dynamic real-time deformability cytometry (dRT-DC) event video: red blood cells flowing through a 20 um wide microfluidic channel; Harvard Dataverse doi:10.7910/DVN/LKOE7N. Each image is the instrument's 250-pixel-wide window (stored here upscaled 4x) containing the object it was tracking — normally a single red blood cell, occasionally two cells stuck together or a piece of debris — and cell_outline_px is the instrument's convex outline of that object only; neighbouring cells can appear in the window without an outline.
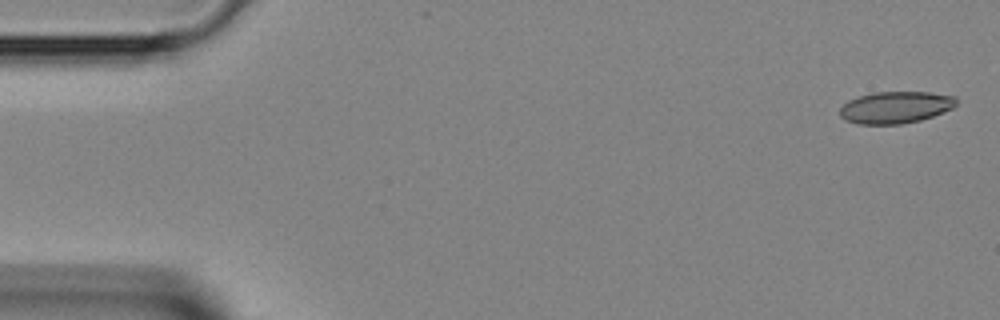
{"species": "Egyptian fruit bat (a non-hibernating species)", "species_latin": "Rousettus aegyptiacus", "temperature_condition": "room temperature", "stored_images_in_passage": 28, "camera_frame_rate_fps": 3000, "um_per_image_px": 0.085, "animal": {"sex": "female"}, "frame": {"image": 1, "passage_image": 1, "time_ms": 0.0, "image_size_px": [1000, 320], "cell_outline_px": [[956, 104], [952, 108], [944, 112], [920, 120], [900, 124], [856, 124], [844, 120], [840, 116], [840, 108], [848, 100], [872, 92], [928, 92], [956, 96]], "centroid_in_image_um": [76.1, 9.12], "position_along_channel_um": 8.9, "area_um2": 21.68}}
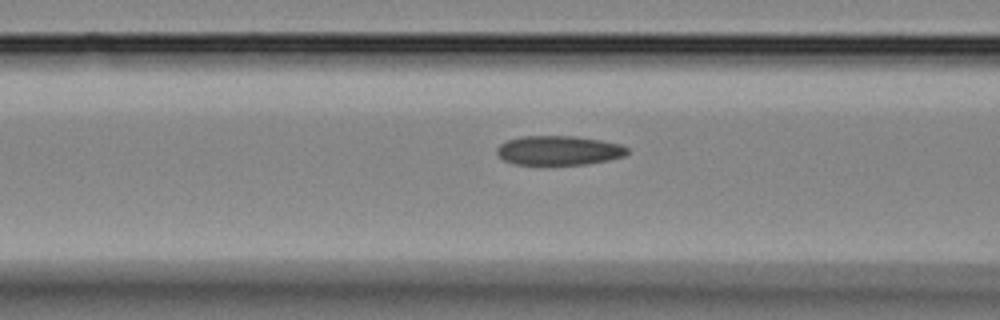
{"frame": {"image": 2, "passage_image": 16, "time_ms": 5.0, "image_size_px": [1000, 320], "cell_outline_px": [[628, 152], [624, 156], [608, 160], [588, 164], [512, 164], [504, 160], [496, 152], [496, 148], [500, 144], [508, 140], [520, 136], [576, 136], [600, 140], [620, 144], [628, 148]], "centroid_in_image_um": [47.49, 12.78], "position_along_channel_um": 119.1, "area_um2": 22.25}}
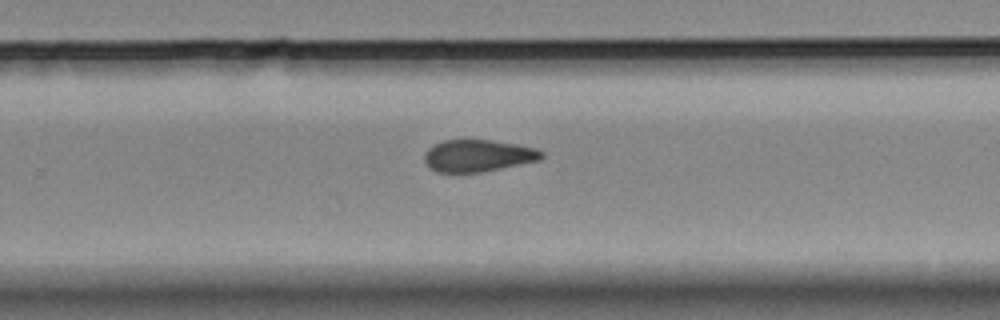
{"frame": {"image": 3, "passage_image": 27, "time_ms": 8.667, "image_size_px": [1000, 320], "cell_outline_px": [[544, 156], [540, 160], [480, 172], [436, 172], [424, 160], [424, 152], [432, 144], [444, 140], [488, 140], [516, 144], [536, 148], [544, 152]], "centroid_in_image_um": [40.62, 13.22], "position_along_channel_um": 289.2, "area_um2": 21.73}}